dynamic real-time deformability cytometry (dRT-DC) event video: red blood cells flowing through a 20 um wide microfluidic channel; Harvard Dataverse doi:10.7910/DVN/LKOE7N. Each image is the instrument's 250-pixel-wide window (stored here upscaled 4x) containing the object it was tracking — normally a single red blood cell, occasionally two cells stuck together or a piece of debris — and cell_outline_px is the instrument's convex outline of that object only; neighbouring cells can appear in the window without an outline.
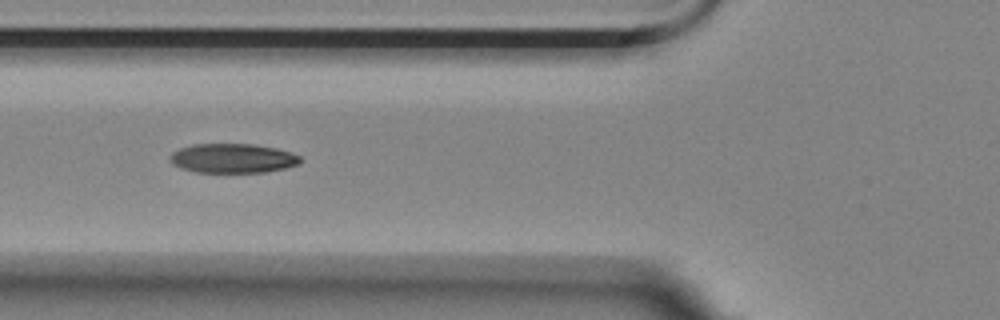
{"species": "Egyptian fruit bat (a non-hibernating species)", "species_latin": "Rousettus aegyptiacus", "temperature_condition": "room temperature", "stored_images_in_passage": 4, "camera_frame_rate_fps": 3000, "um_per_image_px": 0.085, "animal": {"sex": "female"}, "frame": {"image": 1, "passage_image": 4, "time_ms": 1.0, "image_size_px": [1000, 320], "cell_outline_px": [[300, 164], [284, 168], [264, 172], [196, 172], [180, 168], [172, 164], [168, 156], [172, 152], [180, 148], [192, 144], [252, 144], [272, 148], [288, 152], [300, 156]], "centroid_in_image_um": [19.71, 13.46], "position_along_channel_um": 106.1, "area_um2": 22.14}}